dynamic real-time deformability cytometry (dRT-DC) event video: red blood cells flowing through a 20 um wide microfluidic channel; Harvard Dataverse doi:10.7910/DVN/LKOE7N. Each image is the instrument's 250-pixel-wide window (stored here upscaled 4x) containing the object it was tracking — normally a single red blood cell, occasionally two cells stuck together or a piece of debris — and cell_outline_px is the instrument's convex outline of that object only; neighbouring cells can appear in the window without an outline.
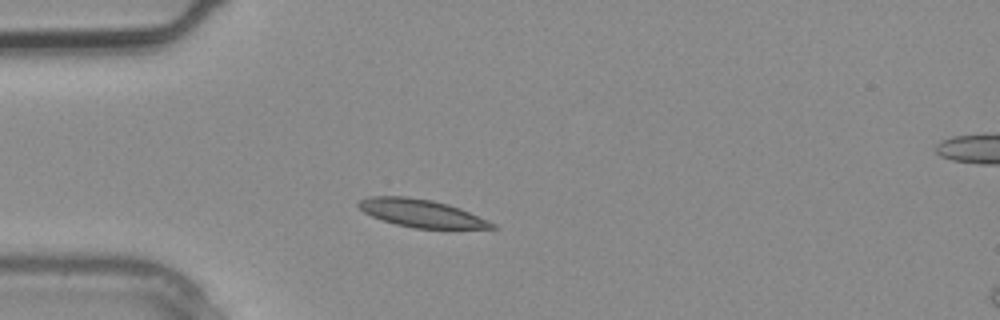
{"species": "common noctule bat (a hibernating species)", "species_latin": "Nyctalus noctula", "temperature_condition": "warm", "stored_images_in_passage": 2, "camera_frame_rate_fps": 3000, "um_per_image_px": 0.085, "animal": {"sex": "male", "body_mass_g": 20.4}, "frame": {"image": 1, "passage_image": 1, "time_ms": 0.0, "image_size_px": [1000, 320], "cell_outline_px": [[500, 228], [416, 228], [396, 224], [372, 216], [364, 212], [356, 204], [360, 200], [368, 196], [408, 196], [432, 200], [448, 204], [460, 208], [488, 220], [496, 224]], "centroid_in_image_um": [35.82, 18.11], "position_along_channel_um": 49.2, "area_um2": 21.44}}